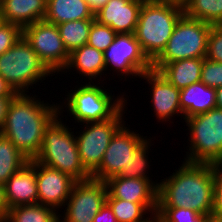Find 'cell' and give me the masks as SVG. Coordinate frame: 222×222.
<instances>
[{
  "instance_id": "cell-19",
  "label": "cell",
  "mask_w": 222,
  "mask_h": 222,
  "mask_svg": "<svg viewBox=\"0 0 222 222\" xmlns=\"http://www.w3.org/2000/svg\"><path fill=\"white\" fill-rule=\"evenodd\" d=\"M71 70L76 71V74H81L80 77H86L84 80L85 82H93V80L95 82H103L105 78L101 80L102 75L104 76L105 74L104 77L107 76L104 53L88 44H85L80 48L73 50L69 54L68 63L61 74L66 73L65 75H67V71L69 73V71L72 72Z\"/></svg>"
},
{
  "instance_id": "cell-28",
  "label": "cell",
  "mask_w": 222,
  "mask_h": 222,
  "mask_svg": "<svg viewBox=\"0 0 222 222\" xmlns=\"http://www.w3.org/2000/svg\"><path fill=\"white\" fill-rule=\"evenodd\" d=\"M183 10L190 18L211 25L222 24V0H187L183 4Z\"/></svg>"
},
{
  "instance_id": "cell-26",
  "label": "cell",
  "mask_w": 222,
  "mask_h": 222,
  "mask_svg": "<svg viewBox=\"0 0 222 222\" xmlns=\"http://www.w3.org/2000/svg\"><path fill=\"white\" fill-rule=\"evenodd\" d=\"M59 213L39 203L20 205L8 210L6 222H59Z\"/></svg>"
},
{
  "instance_id": "cell-31",
  "label": "cell",
  "mask_w": 222,
  "mask_h": 222,
  "mask_svg": "<svg viewBox=\"0 0 222 222\" xmlns=\"http://www.w3.org/2000/svg\"><path fill=\"white\" fill-rule=\"evenodd\" d=\"M116 35L117 33L110 26L100 24L97 20H94L87 44L104 52L113 43Z\"/></svg>"
},
{
  "instance_id": "cell-27",
  "label": "cell",
  "mask_w": 222,
  "mask_h": 222,
  "mask_svg": "<svg viewBox=\"0 0 222 222\" xmlns=\"http://www.w3.org/2000/svg\"><path fill=\"white\" fill-rule=\"evenodd\" d=\"M95 19L74 20L57 25L64 47L70 54L87 44L91 25Z\"/></svg>"
},
{
  "instance_id": "cell-1",
  "label": "cell",
  "mask_w": 222,
  "mask_h": 222,
  "mask_svg": "<svg viewBox=\"0 0 222 222\" xmlns=\"http://www.w3.org/2000/svg\"><path fill=\"white\" fill-rule=\"evenodd\" d=\"M169 177L158 183L157 207L191 209L212 214L214 164L183 161Z\"/></svg>"
},
{
  "instance_id": "cell-10",
  "label": "cell",
  "mask_w": 222,
  "mask_h": 222,
  "mask_svg": "<svg viewBox=\"0 0 222 222\" xmlns=\"http://www.w3.org/2000/svg\"><path fill=\"white\" fill-rule=\"evenodd\" d=\"M22 37L53 74L63 71L69 53L64 47L57 25L45 20L37 21L22 28Z\"/></svg>"
},
{
  "instance_id": "cell-22",
  "label": "cell",
  "mask_w": 222,
  "mask_h": 222,
  "mask_svg": "<svg viewBox=\"0 0 222 222\" xmlns=\"http://www.w3.org/2000/svg\"><path fill=\"white\" fill-rule=\"evenodd\" d=\"M203 58H188L167 63L158 72L177 89L200 82Z\"/></svg>"
},
{
  "instance_id": "cell-37",
  "label": "cell",
  "mask_w": 222,
  "mask_h": 222,
  "mask_svg": "<svg viewBox=\"0 0 222 222\" xmlns=\"http://www.w3.org/2000/svg\"><path fill=\"white\" fill-rule=\"evenodd\" d=\"M14 97H0V132L3 128L9 104Z\"/></svg>"
},
{
  "instance_id": "cell-45",
  "label": "cell",
  "mask_w": 222,
  "mask_h": 222,
  "mask_svg": "<svg viewBox=\"0 0 222 222\" xmlns=\"http://www.w3.org/2000/svg\"><path fill=\"white\" fill-rule=\"evenodd\" d=\"M0 222H6V219H0Z\"/></svg>"
},
{
  "instance_id": "cell-38",
  "label": "cell",
  "mask_w": 222,
  "mask_h": 222,
  "mask_svg": "<svg viewBox=\"0 0 222 222\" xmlns=\"http://www.w3.org/2000/svg\"><path fill=\"white\" fill-rule=\"evenodd\" d=\"M17 94L13 87L0 75V97H15Z\"/></svg>"
},
{
  "instance_id": "cell-5",
  "label": "cell",
  "mask_w": 222,
  "mask_h": 222,
  "mask_svg": "<svg viewBox=\"0 0 222 222\" xmlns=\"http://www.w3.org/2000/svg\"><path fill=\"white\" fill-rule=\"evenodd\" d=\"M58 114L45 128L40 152L35 161L69 175L76 182L91 178L78 153L75 127L69 128ZM67 125V126H66Z\"/></svg>"
},
{
  "instance_id": "cell-11",
  "label": "cell",
  "mask_w": 222,
  "mask_h": 222,
  "mask_svg": "<svg viewBox=\"0 0 222 222\" xmlns=\"http://www.w3.org/2000/svg\"><path fill=\"white\" fill-rule=\"evenodd\" d=\"M106 71L113 70L121 78L140 77L152 70V62L143 53L135 34H117L113 43L103 52ZM108 69V70H107ZM119 73V74H118Z\"/></svg>"
},
{
  "instance_id": "cell-4",
  "label": "cell",
  "mask_w": 222,
  "mask_h": 222,
  "mask_svg": "<svg viewBox=\"0 0 222 222\" xmlns=\"http://www.w3.org/2000/svg\"><path fill=\"white\" fill-rule=\"evenodd\" d=\"M82 83H84L82 85ZM81 85L78 82L77 86H74L68 92V95L59 103V115L62 116L64 108L67 110V116L69 114L74 122L80 124L100 122L103 120L113 118L125 105H127V95L114 96L109 88L103 87V82H82ZM101 83V84H100ZM80 85V86H79ZM99 85V86H98ZM109 90V92L107 91ZM126 96V97H124ZM64 104V105H63ZM65 106V107H64ZM62 113V114H61ZM74 118V119H73Z\"/></svg>"
},
{
  "instance_id": "cell-12",
  "label": "cell",
  "mask_w": 222,
  "mask_h": 222,
  "mask_svg": "<svg viewBox=\"0 0 222 222\" xmlns=\"http://www.w3.org/2000/svg\"><path fill=\"white\" fill-rule=\"evenodd\" d=\"M107 186L105 181L90 178L77 181L71 189L64 211L59 213V222H93L94 216L106 203ZM63 215V216H62Z\"/></svg>"
},
{
  "instance_id": "cell-21",
  "label": "cell",
  "mask_w": 222,
  "mask_h": 222,
  "mask_svg": "<svg viewBox=\"0 0 222 222\" xmlns=\"http://www.w3.org/2000/svg\"><path fill=\"white\" fill-rule=\"evenodd\" d=\"M179 100L185 120L216 108V90L200 81L181 89Z\"/></svg>"
},
{
  "instance_id": "cell-30",
  "label": "cell",
  "mask_w": 222,
  "mask_h": 222,
  "mask_svg": "<svg viewBox=\"0 0 222 222\" xmlns=\"http://www.w3.org/2000/svg\"><path fill=\"white\" fill-rule=\"evenodd\" d=\"M211 214H199L191 209L157 207L155 218L159 222H211Z\"/></svg>"
},
{
  "instance_id": "cell-39",
  "label": "cell",
  "mask_w": 222,
  "mask_h": 222,
  "mask_svg": "<svg viewBox=\"0 0 222 222\" xmlns=\"http://www.w3.org/2000/svg\"><path fill=\"white\" fill-rule=\"evenodd\" d=\"M8 210L9 208L5 197V187L4 184L0 183V219H6Z\"/></svg>"
},
{
  "instance_id": "cell-6",
  "label": "cell",
  "mask_w": 222,
  "mask_h": 222,
  "mask_svg": "<svg viewBox=\"0 0 222 222\" xmlns=\"http://www.w3.org/2000/svg\"><path fill=\"white\" fill-rule=\"evenodd\" d=\"M188 148L184 161L192 163L222 164V109L188 117Z\"/></svg>"
},
{
  "instance_id": "cell-17",
  "label": "cell",
  "mask_w": 222,
  "mask_h": 222,
  "mask_svg": "<svg viewBox=\"0 0 222 222\" xmlns=\"http://www.w3.org/2000/svg\"><path fill=\"white\" fill-rule=\"evenodd\" d=\"M107 193L133 203H157L158 183L152 179L113 176L106 181Z\"/></svg>"
},
{
  "instance_id": "cell-44",
  "label": "cell",
  "mask_w": 222,
  "mask_h": 222,
  "mask_svg": "<svg viewBox=\"0 0 222 222\" xmlns=\"http://www.w3.org/2000/svg\"><path fill=\"white\" fill-rule=\"evenodd\" d=\"M2 23H4V20H3V15H2L1 6H0V25Z\"/></svg>"
},
{
  "instance_id": "cell-23",
  "label": "cell",
  "mask_w": 222,
  "mask_h": 222,
  "mask_svg": "<svg viewBox=\"0 0 222 222\" xmlns=\"http://www.w3.org/2000/svg\"><path fill=\"white\" fill-rule=\"evenodd\" d=\"M84 19H95L86 0H47L45 21L59 25Z\"/></svg>"
},
{
  "instance_id": "cell-42",
  "label": "cell",
  "mask_w": 222,
  "mask_h": 222,
  "mask_svg": "<svg viewBox=\"0 0 222 222\" xmlns=\"http://www.w3.org/2000/svg\"><path fill=\"white\" fill-rule=\"evenodd\" d=\"M161 1L175 2L183 5L187 0H161Z\"/></svg>"
},
{
  "instance_id": "cell-8",
  "label": "cell",
  "mask_w": 222,
  "mask_h": 222,
  "mask_svg": "<svg viewBox=\"0 0 222 222\" xmlns=\"http://www.w3.org/2000/svg\"><path fill=\"white\" fill-rule=\"evenodd\" d=\"M211 24L183 14L176 23L166 48L152 62V70L158 71L167 63L188 58H205Z\"/></svg>"
},
{
  "instance_id": "cell-16",
  "label": "cell",
  "mask_w": 222,
  "mask_h": 222,
  "mask_svg": "<svg viewBox=\"0 0 222 222\" xmlns=\"http://www.w3.org/2000/svg\"><path fill=\"white\" fill-rule=\"evenodd\" d=\"M145 0H109L95 20L110 26L117 34H134L141 6Z\"/></svg>"
},
{
  "instance_id": "cell-15",
  "label": "cell",
  "mask_w": 222,
  "mask_h": 222,
  "mask_svg": "<svg viewBox=\"0 0 222 222\" xmlns=\"http://www.w3.org/2000/svg\"><path fill=\"white\" fill-rule=\"evenodd\" d=\"M75 180L59 170L36 162V183L38 203L51 207L57 212L63 209Z\"/></svg>"
},
{
  "instance_id": "cell-3",
  "label": "cell",
  "mask_w": 222,
  "mask_h": 222,
  "mask_svg": "<svg viewBox=\"0 0 222 222\" xmlns=\"http://www.w3.org/2000/svg\"><path fill=\"white\" fill-rule=\"evenodd\" d=\"M183 14L182 4L161 0L143 2L134 34L151 62L166 48L174 27Z\"/></svg>"
},
{
  "instance_id": "cell-18",
  "label": "cell",
  "mask_w": 222,
  "mask_h": 222,
  "mask_svg": "<svg viewBox=\"0 0 222 222\" xmlns=\"http://www.w3.org/2000/svg\"><path fill=\"white\" fill-rule=\"evenodd\" d=\"M4 187L9 209L15 206L38 203L36 161L34 159L29 160L7 180Z\"/></svg>"
},
{
  "instance_id": "cell-40",
  "label": "cell",
  "mask_w": 222,
  "mask_h": 222,
  "mask_svg": "<svg viewBox=\"0 0 222 222\" xmlns=\"http://www.w3.org/2000/svg\"><path fill=\"white\" fill-rule=\"evenodd\" d=\"M94 15L109 1V0H86Z\"/></svg>"
},
{
  "instance_id": "cell-41",
  "label": "cell",
  "mask_w": 222,
  "mask_h": 222,
  "mask_svg": "<svg viewBox=\"0 0 222 222\" xmlns=\"http://www.w3.org/2000/svg\"><path fill=\"white\" fill-rule=\"evenodd\" d=\"M216 90V108L222 109V86L215 88Z\"/></svg>"
},
{
  "instance_id": "cell-7",
  "label": "cell",
  "mask_w": 222,
  "mask_h": 222,
  "mask_svg": "<svg viewBox=\"0 0 222 222\" xmlns=\"http://www.w3.org/2000/svg\"><path fill=\"white\" fill-rule=\"evenodd\" d=\"M0 75L17 93H30L33 85L54 76L37 53L21 37L9 50L0 55ZM30 87V88H29Z\"/></svg>"
},
{
  "instance_id": "cell-36",
  "label": "cell",
  "mask_w": 222,
  "mask_h": 222,
  "mask_svg": "<svg viewBox=\"0 0 222 222\" xmlns=\"http://www.w3.org/2000/svg\"><path fill=\"white\" fill-rule=\"evenodd\" d=\"M93 222H117V220L109 205L105 203L94 216Z\"/></svg>"
},
{
  "instance_id": "cell-13",
  "label": "cell",
  "mask_w": 222,
  "mask_h": 222,
  "mask_svg": "<svg viewBox=\"0 0 222 222\" xmlns=\"http://www.w3.org/2000/svg\"><path fill=\"white\" fill-rule=\"evenodd\" d=\"M129 126V127H127ZM124 124L112 137L100 166L91 174V178L106 181L113 176H119L128 163L136 148L147 138L136 131L130 130V125Z\"/></svg>"
},
{
  "instance_id": "cell-24",
  "label": "cell",
  "mask_w": 222,
  "mask_h": 222,
  "mask_svg": "<svg viewBox=\"0 0 222 222\" xmlns=\"http://www.w3.org/2000/svg\"><path fill=\"white\" fill-rule=\"evenodd\" d=\"M106 203L117 222H151L157 211V203H133L113 198L108 193Z\"/></svg>"
},
{
  "instance_id": "cell-34",
  "label": "cell",
  "mask_w": 222,
  "mask_h": 222,
  "mask_svg": "<svg viewBox=\"0 0 222 222\" xmlns=\"http://www.w3.org/2000/svg\"><path fill=\"white\" fill-rule=\"evenodd\" d=\"M22 37L19 25L4 22L0 25V55L9 50Z\"/></svg>"
},
{
  "instance_id": "cell-14",
  "label": "cell",
  "mask_w": 222,
  "mask_h": 222,
  "mask_svg": "<svg viewBox=\"0 0 222 222\" xmlns=\"http://www.w3.org/2000/svg\"><path fill=\"white\" fill-rule=\"evenodd\" d=\"M146 80L150 91V101L152 102V110L158 122H170L175 116H180L184 119V115L180 106V89H177L173 84L169 83L158 71L150 70L144 72L139 79ZM152 97V98H151ZM173 117V118H172Z\"/></svg>"
},
{
  "instance_id": "cell-35",
  "label": "cell",
  "mask_w": 222,
  "mask_h": 222,
  "mask_svg": "<svg viewBox=\"0 0 222 222\" xmlns=\"http://www.w3.org/2000/svg\"><path fill=\"white\" fill-rule=\"evenodd\" d=\"M212 217H222V164H214V207Z\"/></svg>"
},
{
  "instance_id": "cell-2",
  "label": "cell",
  "mask_w": 222,
  "mask_h": 222,
  "mask_svg": "<svg viewBox=\"0 0 222 222\" xmlns=\"http://www.w3.org/2000/svg\"><path fill=\"white\" fill-rule=\"evenodd\" d=\"M52 103H44L36 94L18 93L9 104L0 133L29 160L40 152L45 128L59 114V103Z\"/></svg>"
},
{
  "instance_id": "cell-33",
  "label": "cell",
  "mask_w": 222,
  "mask_h": 222,
  "mask_svg": "<svg viewBox=\"0 0 222 222\" xmlns=\"http://www.w3.org/2000/svg\"><path fill=\"white\" fill-rule=\"evenodd\" d=\"M205 58L215 62H222V24L211 26Z\"/></svg>"
},
{
  "instance_id": "cell-9",
  "label": "cell",
  "mask_w": 222,
  "mask_h": 222,
  "mask_svg": "<svg viewBox=\"0 0 222 222\" xmlns=\"http://www.w3.org/2000/svg\"><path fill=\"white\" fill-rule=\"evenodd\" d=\"M125 108L126 105L111 119L80 124L83 127L79 125L81 130L75 132L81 163L90 174L100 166L113 135L125 124Z\"/></svg>"
},
{
  "instance_id": "cell-43",
  "label": "cell",
  "mask_w": 222,
  "mask_h": 222,
  "mask_svg": "<svg viewBox=\"0 0 222 222\" xmlns=\"http://www.w3.org/2000/svg\"><path fill=\"white\" fill-rule=\"evenodd\" d=\"M211 222H222V217H211Z\"/></svg>"
},
{
  "instance_id": "cell-29",
  "label": "cell",
  "mask_w": 222,
  "mask_h": 222,
  "mask_svg": "<svg viewBox=\"0 0 222 222\" xmlns=\"http://www.w3.org/2000/svg\"><path fill=\"white\" fill-rule=\"evenodd\" d=\"M152 139L154 138H146L136 148L133 153V156H131L130 158V162L128 163V169H124L119 176H123L125 178L151 179L148 173L150 172L148 170L150 168L149 164L151 162V159L149 160L148 156L150 153L149 149L152 146Z\"/></svg>"
},
{
  "instance_id": "cell-25",
  "label": "cell",
  "mask_w": 222,
  "mask_h": 222,
  "mask_svg": "<svg viewBox=\"0 0 222 222\" xmlns=\"http://www.w3.org/2000/svg\"><path fill=\"white\" fill-rule=\"evenodd\" d=\"M29 159L2 133H0V183L20 170Z\"/></svg>"
},
{
  "instance_id": "cell-20",
  "label": "cell",
  "mask_w": 222,
  "mask_h": 222,
  "mask_svg": "<svg viewBox=\"0 0 222 222\" xmlns=\"http://www.w3.org/2000/svg\"><path fill=\"white\" fill-rule=\"evenodd\" d=\"M0 6L4 22L21 28L44 20L47 12V0H0Z\"/></svg>"
},
{
  "instance_id": "cell-32",
  "label": "cell",
  "mask_w": 222,
  "mask_h": 222,
  "mask_svg": "<svg viewBox=\"0 0 222 222\" xmlns=\"http://www.w3.org/2000/svg\"><path fill=\"white\" fill-rule=\"evenodd\" d=\"M200 81L212 88L222 86V62L203 58Z\"/></svg>"
}]
</instances>
